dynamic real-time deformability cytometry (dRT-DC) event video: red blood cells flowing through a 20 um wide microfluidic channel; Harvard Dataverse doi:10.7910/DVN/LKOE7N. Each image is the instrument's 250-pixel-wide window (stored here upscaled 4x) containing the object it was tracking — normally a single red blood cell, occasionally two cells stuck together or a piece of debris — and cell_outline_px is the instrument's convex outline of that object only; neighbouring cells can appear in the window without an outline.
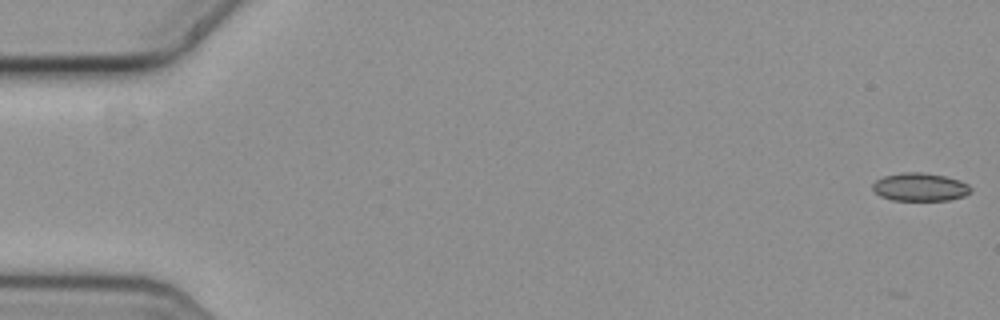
{"species": "common noctule bat (a hibernating species)", "species_latin": "Nyctalus noctula", "temperature_condition": "cold", "stored_images_in_passage": 55, "camera_frame_rate_fps": 3000, "um_per_image_px": 0.085, "animal": {"sex": "female", "body_mass_g": 19.3, "forearm_length_mm": 54.1}, "frame": {"image": 1, "passage_image": 1, "time_ms": 0.0, "image_size_px": [1000, 320], "cell_outline_px": [[972, 188], [964, 196], [948, 200], [892, 200], [880, 196], [872, 188], [872, 184], [876, 180], [884, 176], [904, 172], [924, 172], [944, 176], [960, 180], [968, 184]], "centroid_in_image_um": [78.19, 15.89], "position_along_channel_um": 6.8, "area_um2": 16.01}}
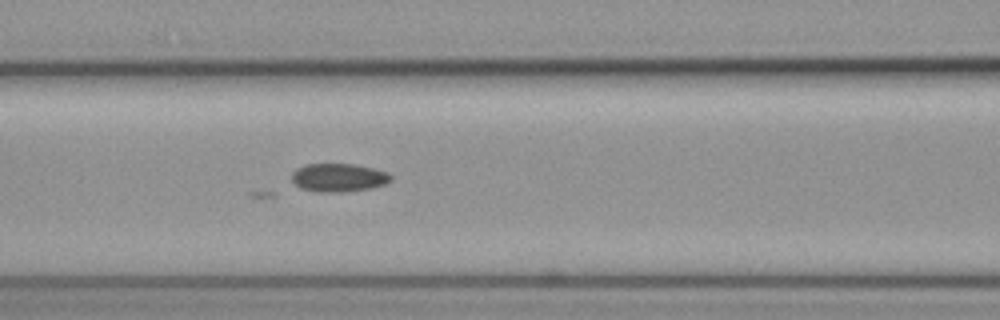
{"frame": {"image": 2, "passage_image": 25, "time_ms": 8.0, "image_size_px": [1000, 320], "cell_outline_px": [[392, 180], [384, 184], [372, 188], [344, 192], [320, 192], [300, 188], [292, 184], [292, 172], [296, 168], [304, 164], [356, 164], [388, 172], [392, 176]], "centroid_in_image_um": [28.76, 15.09], "position_along_channel_um": 137.8, "area_um2": 16.59}}
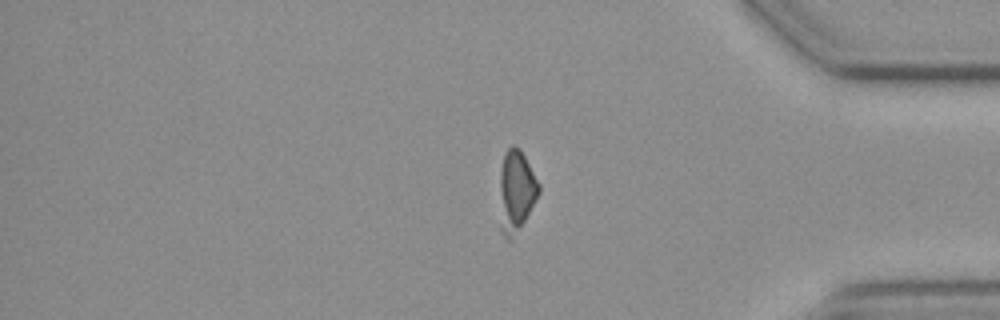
{"frame": {"image": 3, "passage_image": 48, "time_ms": 15.667, "image_size_px": [1000, 320], "cell_outline_px": [[540, 192], [524, 220], [512, 240], [508, 240], [504, 236], [500, 228], [500, 172], [504, 152], [512, 144], [520, 148], [540, 184]], "centroid_in_image_um": [43.86, 16.22], "position_along_channel_um": 391.3, "area_um2": 18.61}}